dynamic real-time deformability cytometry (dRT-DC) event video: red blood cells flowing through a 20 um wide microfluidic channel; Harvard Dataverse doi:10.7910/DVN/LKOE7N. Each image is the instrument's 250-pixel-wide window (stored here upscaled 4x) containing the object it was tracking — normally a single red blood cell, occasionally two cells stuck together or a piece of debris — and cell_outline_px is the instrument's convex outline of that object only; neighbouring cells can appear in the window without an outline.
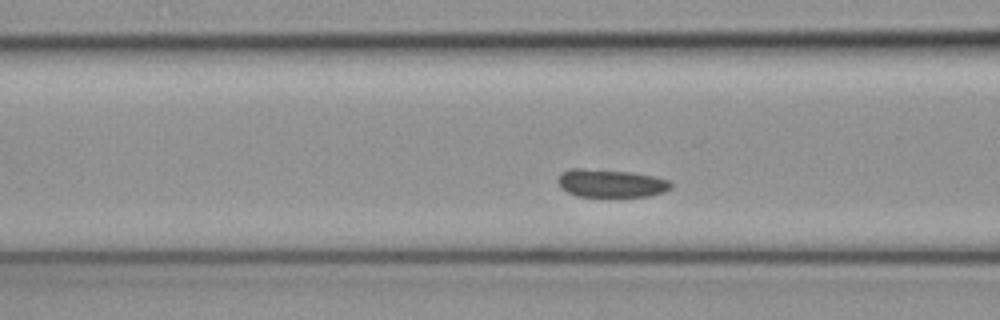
{"species": "common noctule bat (a hibernating species)", "species_latin": "Nyctalus noctula", "temperature_condition": "cold", "stored_images_in_passage": 41, "camera_frame_rate_fps": 3000, "um_per_image_px": 0.085, "animal": {"sex": "female", "body_mass_g": 19.3, "forearm_length_mm": 54.1}, "frame": {"image": 1, "passage_image": 18, "time_ms": 5.667, "image_size_px": [1000, 320], "cell_outline_px": [[672, 188], [664, 192], [648, 196], [576, 196], [568, 192], [560, 184], [560, 176], [564, 172], [572, 168], [580, 168], [632, 172], [652, 176], [668, 180], [672, 184]], "centroid_in_image_um": [51.99, 15.58], "position_along_channel_um": 114.6, "area_um2": 18.03}}
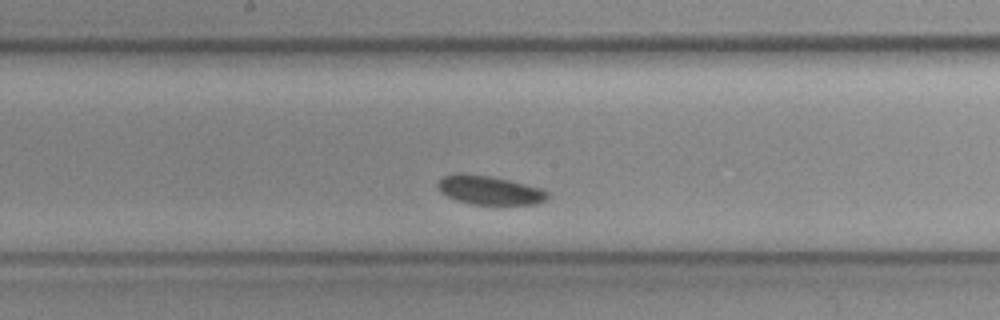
{"frame": {"image": 2, "passage_image": 25, "time_ms": 8.0, "image_size_px": [1000, 320], "cell_outline_px": [[548, 196], [544, 200], [536, 204], [472, 204], [456, 200], [440, 192], [436, 184], [444, 176], [488, 176], [508, 180], [540, 188], [548, 192]], "centroid_in_image_um": [41.64, 16.21], "position_along_channel_um": 206.6, "area_um2": 17.57}}
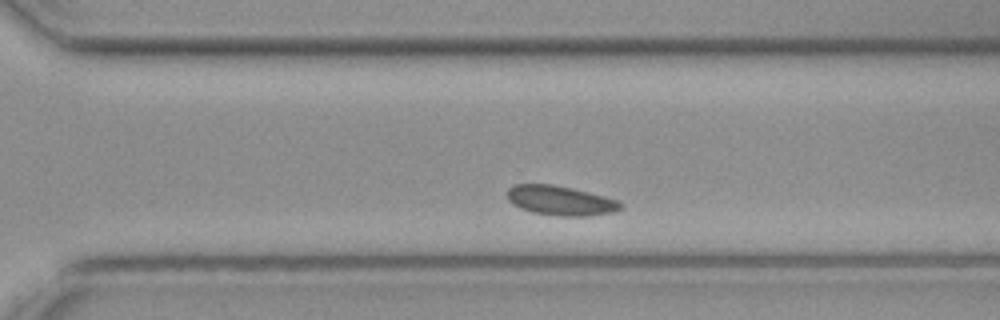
{"frame": {"image": 3, "passage_image": 34, "time_ms": 11.0, "image_size_px": [1000, 320], "cell_outline_px": [[620, 208], [612, 212], [588, 216], [560, 216], [532, 212], [520, 208], [512, 204], [508, 200], [508, 188], [512, 184], [552, 184], [572, 188], [588, 192], [616, 200], [620, 204]], "centroid_in_image_um": [47.56, 17.04], "position_along_channel_um": 323.0, "area_um2": 19.31}}